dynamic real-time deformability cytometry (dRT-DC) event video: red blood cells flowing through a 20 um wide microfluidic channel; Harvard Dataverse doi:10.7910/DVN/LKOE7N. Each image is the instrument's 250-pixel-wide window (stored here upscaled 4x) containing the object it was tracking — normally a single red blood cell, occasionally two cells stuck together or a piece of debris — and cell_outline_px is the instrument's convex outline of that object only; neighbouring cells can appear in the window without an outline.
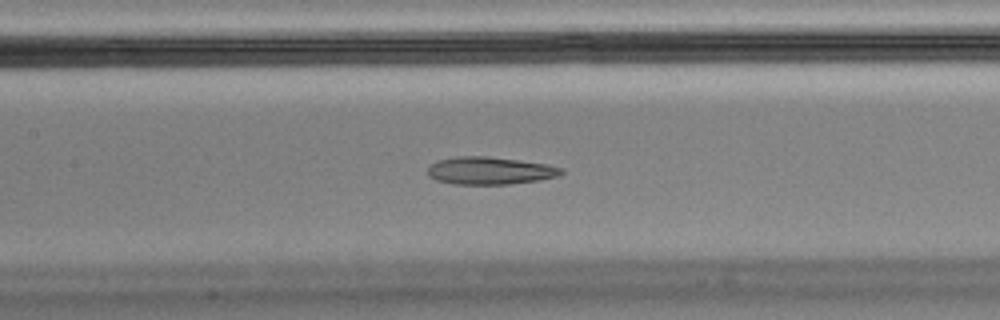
{"species": "Egyptian fruit bat (a non-hibernating species)", "species_latin": "Rousettus aegyptiacus", "temperature_condition": "cold", "stored_images_in_passage": 45, "camera_frame_rate_fps": 3000, "um_per_image_px": 0.085, "animal": {"sex": "male"}, "frame": {"image": 1, "passage_image": 14, "time_ms": 4.333, "image_size_px": [1000, 320], "cell_outline_px": [[564, 172], [556, 176], [540, 180], [508, 184], [452, 184], [436, 180], [428, 176], [428, 168], [432, 164], [440, 160], [456, 156], [488, 156], [520, 160], [548, 164], [564, 168]], "centroid_in_image_um": [41.66, 14.5], "position_along_channel_um": 165.7, "area_um2": 21.5}, "authors_computed_cell_mechanics": {"area_um2": 23.9292, "velocity_mm_per_s": 3.4441, "shape_relaxation_time_tau1_ms": null, "shape_relaxation_time_tau2_ms": 3.7253, "deformation_change_tau1": null, "deformation_change_tau2": 0.1046}}